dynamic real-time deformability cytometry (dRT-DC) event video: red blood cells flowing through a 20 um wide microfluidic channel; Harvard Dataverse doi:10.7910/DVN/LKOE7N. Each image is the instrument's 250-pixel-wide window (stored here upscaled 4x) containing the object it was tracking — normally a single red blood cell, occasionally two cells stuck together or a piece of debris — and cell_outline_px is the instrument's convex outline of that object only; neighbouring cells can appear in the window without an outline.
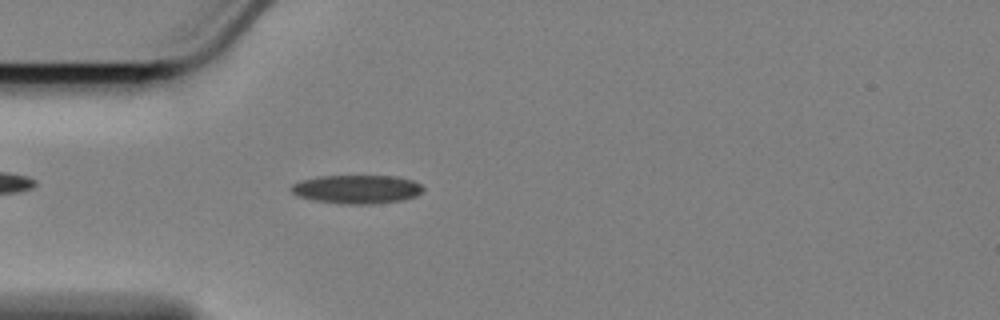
{"species": "Egyptian fruit bat (a non-hibernating species)", "species_latin": "Rousettus aegyptiacus", "temperature_condition": "cold", "stored_images_in_passage": 10, "camera_frame_rate_fps": 3000, "um_per_image_px": 0.085, "animal": {"sex": "female"}, "frame": {"image": 1, "passage_image": 7, "time_ms": 2.0, "image_size_px": [1000, 320], "cell_outline_px": [[424, 192], [416, 196], [400, 200], [372, 204], [344, 204], [316, 200], [300, 196], [292, 192], [292, 184], [300, 180], [320, 176], [396, 176], [412, 180], [420, 184], [424, 188]], "centroid_in_image_um": [30.38, 16.08], "position_along_channel_um": 54.6, "area_um2": 21.85}}